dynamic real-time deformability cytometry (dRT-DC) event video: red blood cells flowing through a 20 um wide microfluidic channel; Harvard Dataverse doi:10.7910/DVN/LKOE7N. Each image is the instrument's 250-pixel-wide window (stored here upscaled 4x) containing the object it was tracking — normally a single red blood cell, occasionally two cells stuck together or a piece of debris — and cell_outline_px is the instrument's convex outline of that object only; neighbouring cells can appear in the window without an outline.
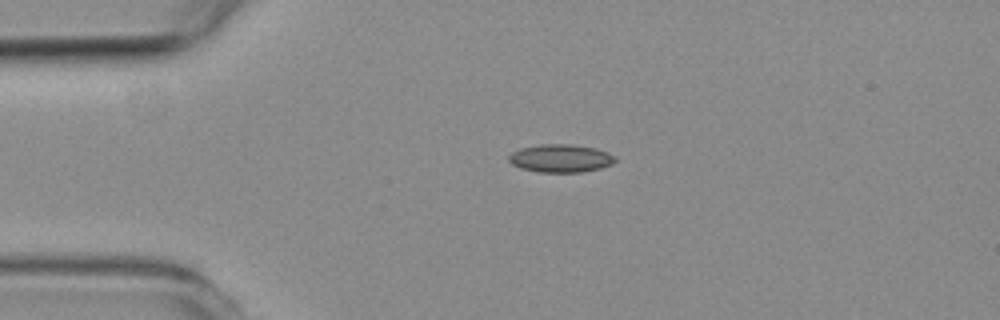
{"species": "common noctule bat (a hibernating species)", "species_latin": "Nyctalus noctula", "temperature_condition": "room temperature", "stored_images_in_passage": 2, "camera_frame_rate_fps": 3000, "um_per_image_px": 0.085, "animal": {"sex": "female", "body_mass_g": 19.3, "forearm_length_mm": 54.1}, "frame": {"image": 1, "passage_image": 1, "time_ms": 0.0, "image_size_px": [1000, 320], "cell_outline_px": [[616, 160], [612, 164], [600, 168], [580, 172], [536, 172], [520, 168], [512, 164], [508, 160], [508, 156], [512, 152], [520, 148], [540, 144], [572, 144], [596, 148], [608, 152], [616, 156]], "centroid_in_image_um": [47.65, 13.45], "position_along_channel_um": 37.4, "area_um2": 17.51}}